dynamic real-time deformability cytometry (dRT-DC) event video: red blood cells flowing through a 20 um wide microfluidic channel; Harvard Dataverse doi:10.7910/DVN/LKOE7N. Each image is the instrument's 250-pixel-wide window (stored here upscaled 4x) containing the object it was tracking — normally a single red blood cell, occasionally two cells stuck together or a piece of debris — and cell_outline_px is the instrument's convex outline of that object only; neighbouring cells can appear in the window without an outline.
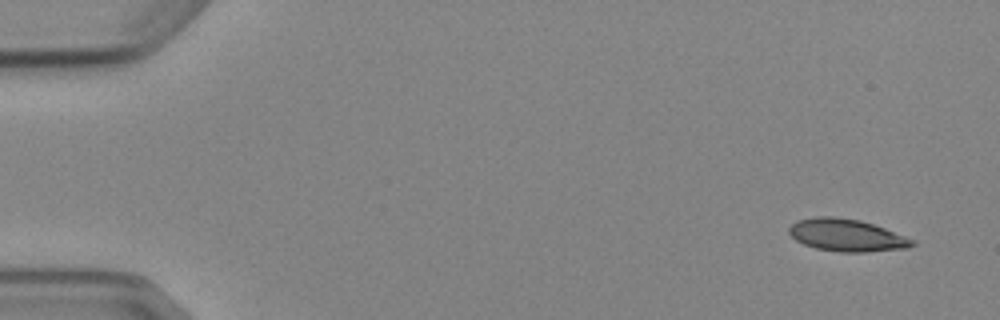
{"species": "Egyptian fruit bat (a non-hibernating species)", "species_latin": "Rousettus aegyptiacus", "temperature_condition": "cold", "stored_images_in_passage": 7, "camera_frame_rate_fps": 3000, "um_per_image_px": 0.085, "animal": {"sex": "female"}, "frame": {"image": 1, "passage_image": 1, "time_ms": 0.0, "image_size_px": [1000, 320], "cell_outline_px": [[916, 244], [908, 248], [868, 252], [840, 252], [816, 248], [804, 244], [796, 240], [788, 232], [788, 228], [796, 220], [816, 216], [832, 216], [860, 220], [884, 228], [916, 240]], "centroid_in_image_um": [71.97, 19.99], "position_along_channel_um": 13.0, "area_um2": 23.29}}
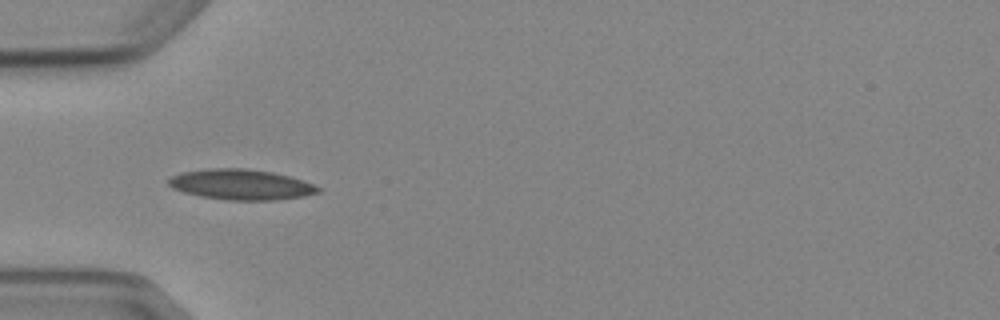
{"frame": {"image": 2, "passage_image": 4, "time_ms": 4.667, "image_size_px": [1000, 320], "cell_outline_px": [[320, 192], [304, 196], [272, 200], [228, 200], [200, 196], [184, 192], [172, 188], [168, 184], [168, 180], [172, 176], [180, 172], [208, 168], [244, 168], [272, 172], [288, 176], [312, 184], [320, 188]], "centroid_in_image_um": [20.44, 15.68], "position_along_channel_um": 64.6, "area_um2": 26.36}}
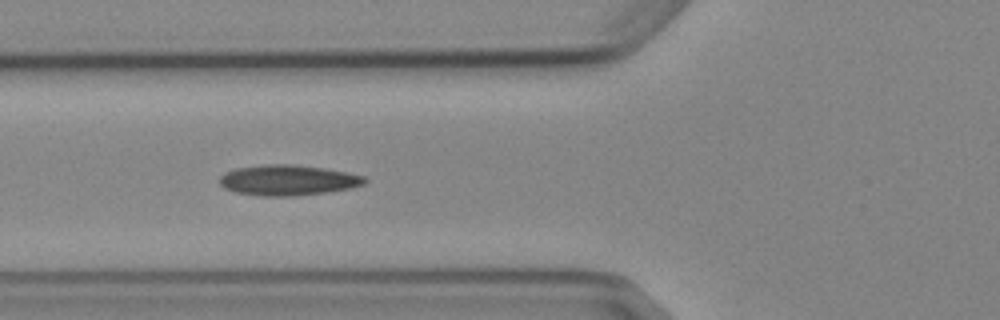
{"frame": {"image": 3, "passage_image": 5, "time_ms": 5.667, "image_size_px": [1000, 320], "cell_outline_px": [[368, 180], [364, 184], [352, 188], [328, 192], [292, 196], [264, 196], [236, 192], [224, 188], [220, 184], [220, 176], [224, 172], [236, 168], [264, 164], [292, 164], [324, 168], [348, 172], [364, 176]], "centroid_in_image_um": [24.49, 15.31], "position_along_channel_um": 101.3, "area_um2": 25.89}}